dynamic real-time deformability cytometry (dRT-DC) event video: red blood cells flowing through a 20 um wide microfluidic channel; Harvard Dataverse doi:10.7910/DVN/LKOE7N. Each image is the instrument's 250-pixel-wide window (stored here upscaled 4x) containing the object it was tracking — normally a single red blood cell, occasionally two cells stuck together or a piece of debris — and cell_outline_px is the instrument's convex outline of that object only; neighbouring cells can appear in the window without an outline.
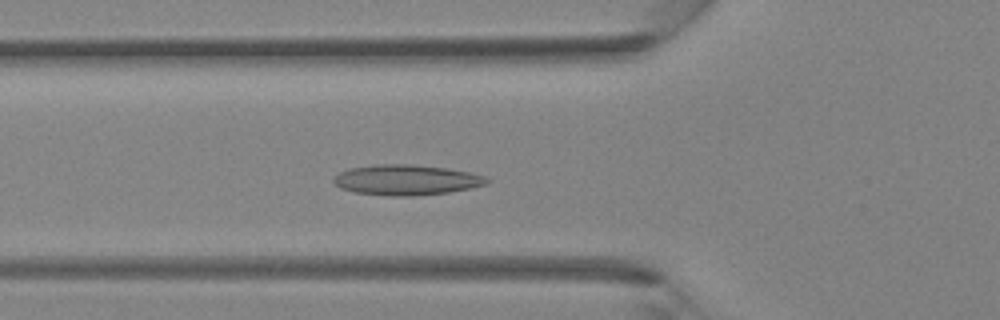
{"species": "Egyptian fruit bat (a non-hibernating species)", "species_latin": "Rousettus aegyptiacus", "temperature_condition": "room temperature", "stored_images_in_passage": 31, "camera_frame_rate_fps": 3000, "um_per_image_px": 0.085, "animal": {"sex": "female"}, "frame": {"image": 1, "passage_image": 4, "time_ms": 1.0, "image_size_px": [1000, 320], "cell_outline_px": [[492, 180], [488, 184], [448, 192], [412, 196], [392, 196], [352, 192], [340, 188], [332, 180], [332, 176], [348, 168], [372, 164], [412, 164], [448, 168], [472, 172], [484, 176]], "centroid_in_image_um": [34.52, 15.28], "position_along_channel_um": 91.3, "area_um2": 27.46}}
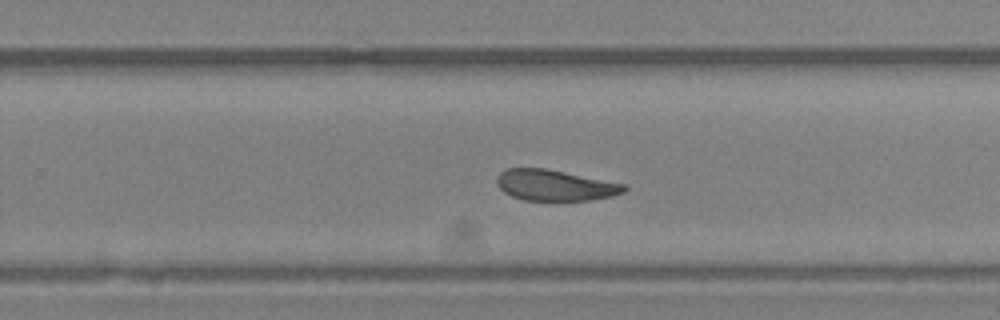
{"frame": {"image": 2, "passage_image": 16, "time_ms": 5.0, "image_size_px": [1000, 320], "cell_outline_px": [[628, 188], [624, 192], [612, 196], [588, 200], [524, 200], [512, 196], [504, 192], [496, 184], [496, 176], [500, 172], [508, 168], [544, 168], [628, 184]], "centroid_in_image_um": [47.18, 15.74], "position_along_channel_um": 282.6, "area_um2": 23.0}}
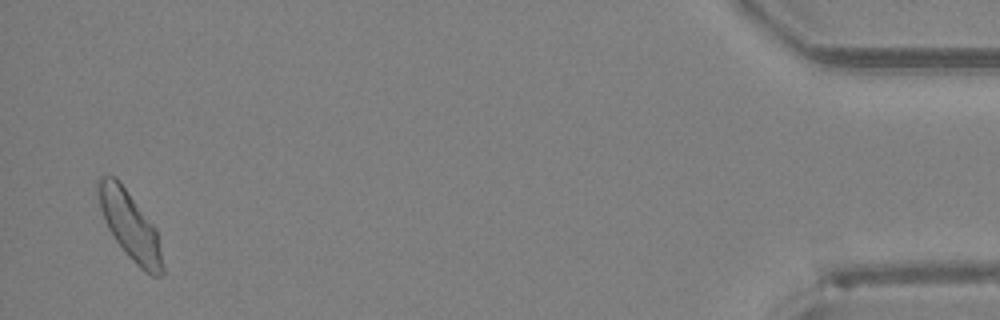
{"frame": {"image": 3, "passage_image": 30, "time_ms": 9.667, "image_size_px": [1000, 320], "cell_outline_px": [[164, 272], [160, 276], [152, 276], [144, 272], [128, 256], [116, 240], [108, 228], [104, 220], [100, 208], [96, 192], [96, 180], [100, 176], [116, 176], [156, 228], [164, 268]], "centroid_in_image_um": [11.02, 19.15], "position_along_channel_um": 424.2, "area_um2": 25.49}}